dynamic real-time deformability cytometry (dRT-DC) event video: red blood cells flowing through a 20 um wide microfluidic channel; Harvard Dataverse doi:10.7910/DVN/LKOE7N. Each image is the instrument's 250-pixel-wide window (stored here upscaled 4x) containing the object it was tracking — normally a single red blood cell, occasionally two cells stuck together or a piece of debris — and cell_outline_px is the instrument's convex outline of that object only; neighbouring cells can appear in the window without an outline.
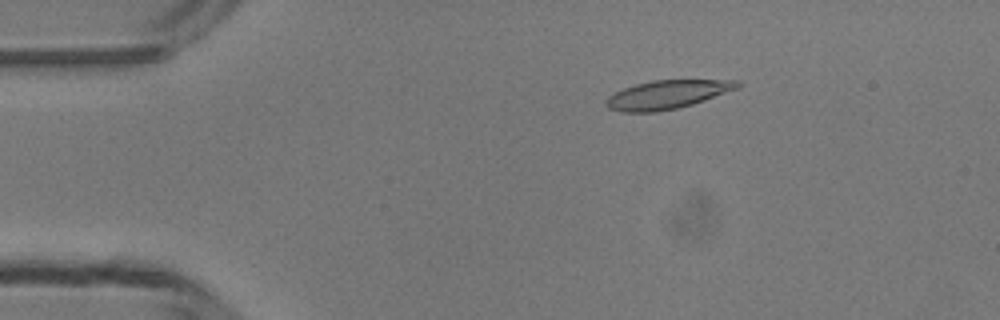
{"species": "common noctule bat (a hibernating species)", "species_latin": "Nyctalus noctula", "temperature_condition": "room temperature", "stored_images_in_passage": 49, "camera_frame_rate_fps": 3000, "um_per_image_px": 0.085, "animal": {"sex": "male", "body_mass_g": 13.3}, "frame": {"image": 1, "passage_image": 9, "time_ms": 2.667, "image_size_px": [1000, 320], "cell_outline_px": [[744, 84], [740, 88], [692, 104], [676, 108], [656, 112], [620, 112], [608, 108], [604, 104], [604, 100], [612, 92], [636, 84], [652, 80], [740, 80]], "centroid_in_image_um": [56.7, 8.03], "position_along_channel_um": 28.3, "area_um2": 22.14}}
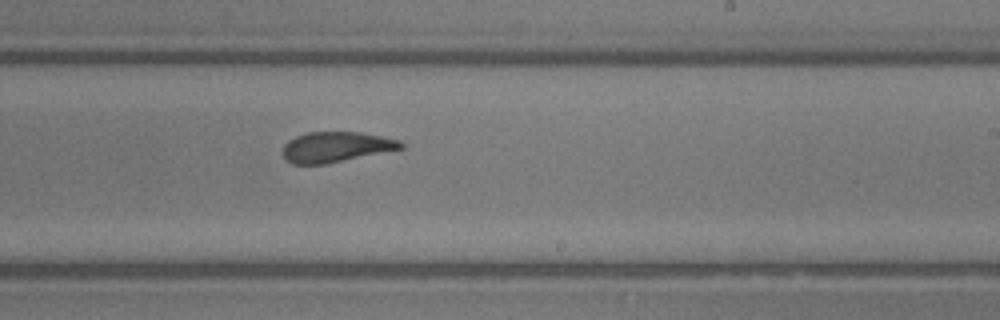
{"frame": {"image": 2, "passage_image": 30, "time_ms": 9.667, "image_size_px": [1000, 320], "cell_outline_px": [[404, 148], [324, 164], [292, 164], [284, 156], [284, 144], [288, 140], [296, 136], [308, 132], [360, 132], [400, 140], [404, 144]], "centroid_in_image_um": [28.56, 12.48], "position_along_channel_um": 260.4, "area_um2": 20.63}}
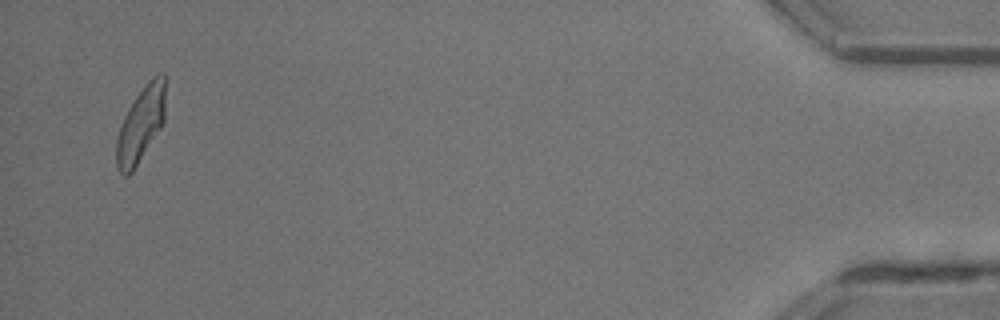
{"frame": {"image": 3, "passage_image": 48, "time_ms": 15.667, "image_size_px": [1000, 320], "cell_outline_px": [[164, 124], [132, 172], [128, 176], [124, 176], [116, 168], [116, 140], [124, 116], [128, 108], [136, 96], [148, 80], [152, 76], [160, 72], [164, 72]], "centroid_in_image_um": [11.96, 10.59], "position_along_channel_um": 423.2, "area_um2": 21.5}, "authors_computed_cell_mechanics": {"area_um2": 21.7328, "velocity_mm_per_s": 4.1768, "shape_relaxation_time_tau1_ms": 5.3832, "shape_relaxation_time_tau2_ms": 1.7191, "deformation_change_tau1": 0.1716, "deformation_change_tau2": 0.1003}}